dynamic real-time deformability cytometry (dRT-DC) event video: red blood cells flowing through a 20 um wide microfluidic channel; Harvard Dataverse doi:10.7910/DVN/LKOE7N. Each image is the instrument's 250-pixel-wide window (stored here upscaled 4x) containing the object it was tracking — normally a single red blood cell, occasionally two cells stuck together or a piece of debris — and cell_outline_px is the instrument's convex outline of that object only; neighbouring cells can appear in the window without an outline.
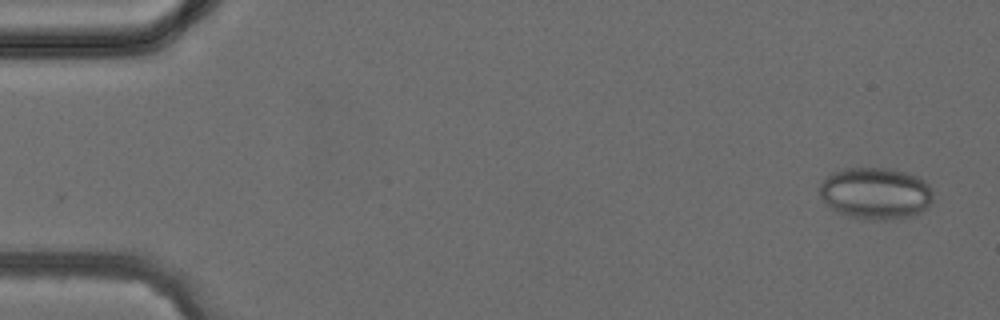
{"species": "common noctule bat (a hibernating species)", "species_latin": "Nyctalus noctula", "temperature_condition": "cold", "stored_images_in_passage": 32, "camera_frame_rate_fps": 3000, "um_per_image_px": 0.085, "animal": {"sex": "female", "body_mass_g": 24.6, "forearm_length_mm": 56.2}, "frame": {"image": 1, "passage_image": 1, "time_ms": 0.0, "image_size_px": [1000, 320], "cell_outline_px": [[932, 200], [920, 212], [912, 216], [880, 220], [864, 220], [836, 212], [820, 196], [820, 184], [832, 172], [844, 168], [888, 168], [904, 172], [916, 176], [924, 180], [928, 184], [932, 192]], "centroid_in_image_um": [74.41, 16.43], "position_along_channel_um": 10.6, "area_um2": 34.04}}
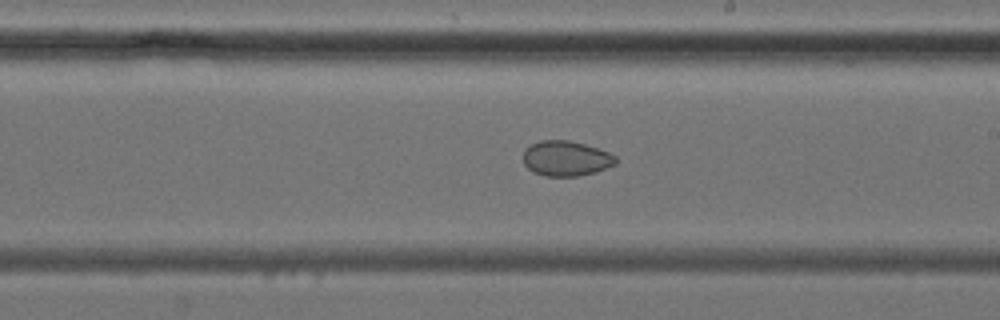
{"frame": {"image": 2, "passage_image": 23, "time_ms": 7.333, "image_size_px": [1000, 320], "cell_outline_px": [[616, 164], [596, 172], [580, 176], [544, 176], [532, 172], [524, 164], [524, 148], [540, 140], [568, 140], [584, 144], [608, 152], [616, 156]], "centroid_in_image_um": [48.1, 13.47], "position_along_channel_um": 240.9, "area_um2": 19.02}}
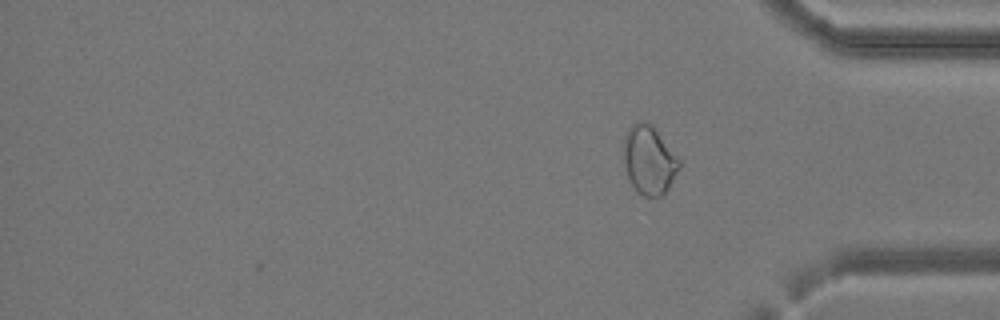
{"frame": {"image": 3, "passage_image": 32, "time_ms": 10.333, "image_size_px": [1000, 320], "cell_outline_px": [[680, 168], [664, 196], [644, 196], [636, 192], [628, 176], [624, 164], [624, 136], [628, 128], [632, 124], [640, 120], [644, 120], [652, 124], [680, 160]], "centroid_in_image_um": [55.17, 13.6], "position_along_channel_um": 380.0, "area_um2": 22.37}}